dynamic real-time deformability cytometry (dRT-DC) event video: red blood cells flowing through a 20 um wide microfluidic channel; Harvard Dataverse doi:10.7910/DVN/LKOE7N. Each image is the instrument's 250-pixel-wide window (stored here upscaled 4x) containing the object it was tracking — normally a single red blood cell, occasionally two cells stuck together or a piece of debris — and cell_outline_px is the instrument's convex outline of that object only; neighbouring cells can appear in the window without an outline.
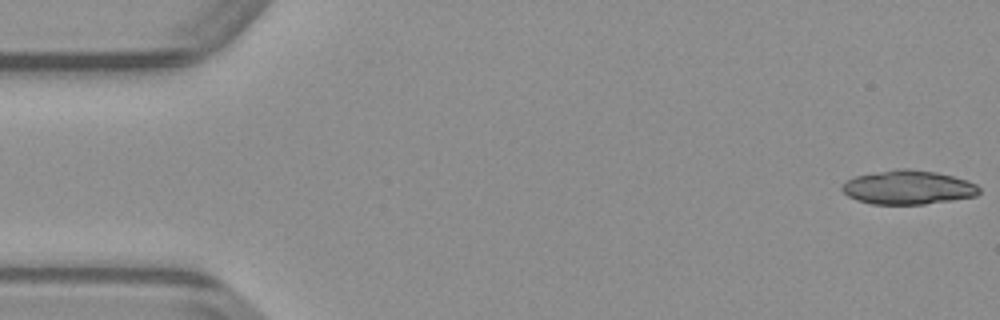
{"species": "common noctule bat (a hibernating species)", "species_latin": "Nyctalus noctula", "temperature_condition": "warm", "stored_images_in_passage": 11, "camera_frame_rate_fps": 3000, "um_per_image_px": 0.085, "animal": {"sex": "male", "body_mass_g": 23.1, "forearm_length_mm": 52.7}, "frame": {"image": 1, "passage_image": 1, "time_ms": 0.0, "image_size_px": [1000, 320], "cell_outline_px": [[980, 192], [976, 196], [952, 200], [924, 204], [872, 204], [856, 200], [848, 196], [840, 188], [848, 180], [856, 176], [896, 168], [908, 168], [936, 172], [968, 180], [976, 184], [980, 188]], "centroid_in_image_um": [77.21, 15.92], "position_along_channel_um": 7.8, "area_um2": 27.17}}